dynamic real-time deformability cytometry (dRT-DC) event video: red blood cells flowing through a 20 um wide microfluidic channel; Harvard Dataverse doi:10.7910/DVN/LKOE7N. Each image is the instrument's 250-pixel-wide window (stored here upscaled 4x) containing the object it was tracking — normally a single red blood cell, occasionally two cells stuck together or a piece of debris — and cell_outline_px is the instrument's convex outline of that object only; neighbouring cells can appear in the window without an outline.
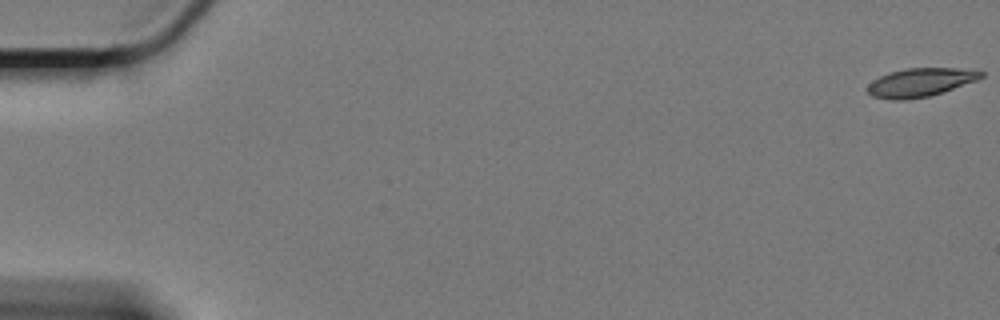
{"species": "Egyptian fruit bat (a non-hibernating species)", "species_latin": "Rousettus aegyptiacus", "temperature_condition": "cold", "stored_images_in_passage": 62, "camera_frame_rate_fps": 3000, "um_per_image_px": 0.085, "animal": {"sex": "female"}, "frame": {"image": 1, "passage_image": 1, "time_ms": 0.0, "image_size_px": [1000, 320], "cell_outline_px": [[984, 76], [976, 80], [928, 96], [908, 100], [892, 100], [872, 96], [868, 92], [868, 84], [872, 80], [880, 76], [904, 68], [956, 68], [984, 72]], "centroid_in_image_um": [78.18, 7.0], "position_along_channel_um": 6.8, "area_um2": 18.55}}
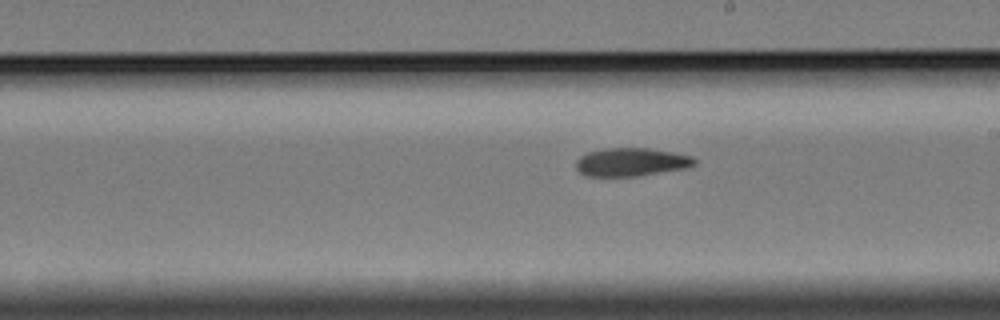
{"frame": {"image": 2, "passage_image": 36, "time_ms": 11.667, "image_size_px": [1000, 320], "cell_outline_px": [[696, 164], [688, 168], [636, 176], [584, 176], [576, 168], [576, 160], [580, 156], [588, 152], [604, 148], [648, 148], [672, 152], [692, 156], [696, 160]], "centroid_in_image_um": [53.65, 13.77], "position_along_channel_um": 235.3, "area_um2": 19.59}}
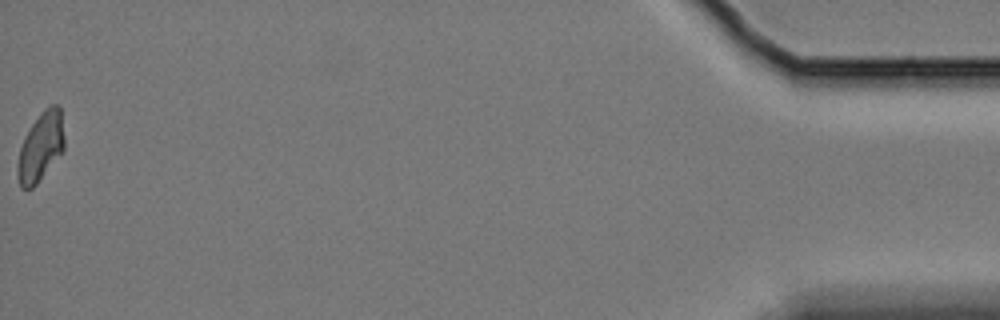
{"frame": {"image": 3, "passage_image": 62, "time_ms": 20.333, "image_size_px": [1000, 320], "cell_outline_px": [[64, 148], [36, 184], [32, 188], [20, 188], [16, 176], [16, 168], [20, 148], [24, 136], [40, 112], [44, 108], [52, 104], [56, 104], [60, 108], [64, 136]], "centroid_in_image_um": [3.42, 12.47], "position_along_channel_um": 431.8, "area_um2": 18.61}, "authors_computed_cell_mechanics": {"area_um2": 19.6809, "velocity_mm_per_s": 3.3169, "shape_relaxation_time_tau1_ms": 8.9966, "shape_relaxation_time_tau2_ms": 5.5345, "deformation_change_tau1": 0.1947, "deformation_change_tau2": 0.1159}}